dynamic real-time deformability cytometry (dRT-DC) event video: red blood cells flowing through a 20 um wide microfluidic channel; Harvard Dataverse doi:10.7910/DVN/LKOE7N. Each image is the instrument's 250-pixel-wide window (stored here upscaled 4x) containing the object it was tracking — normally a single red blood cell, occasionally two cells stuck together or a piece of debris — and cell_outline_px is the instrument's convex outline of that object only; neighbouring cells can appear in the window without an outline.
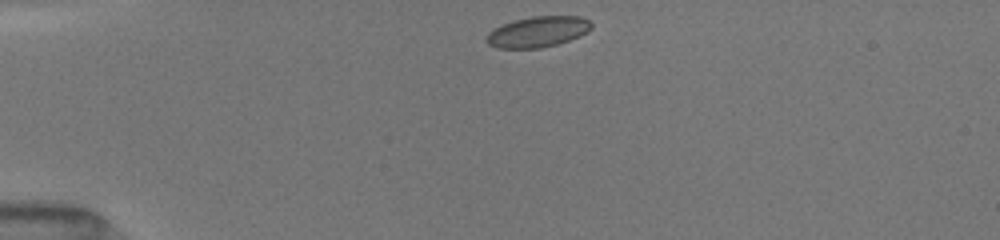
{"species": "common noctule bat (a hibernating species)", "species_latin": "Nyctalus noctula", "temperature_condition": "room temperature", "stored_images_in_passage": 40, "camera_frame_rate_fps": 3000, "um_per_image_px": 0.085, "animal": {"sex": "female", "body_mass_g": 19.5, "forearm_length_mm": 54.1}, "frame": {"image": 1, "passage_image": 1, "time_ms": 0.0, "image_size_px": [1000, 240], "cell_outline_px": [[592, 28], [588, 32], [580, 36], [556, 44], [540, 48], [496, 48], [488, 44], [484, 40], [488, 32], [504, 24], [516, 20], [532, 16], [580, 16], [588, 20], [592, 24]], "centroid_in_image_um": [45.71, 2.7], "position_along_channel_um": 39.3, "area_um2": 18.73}}
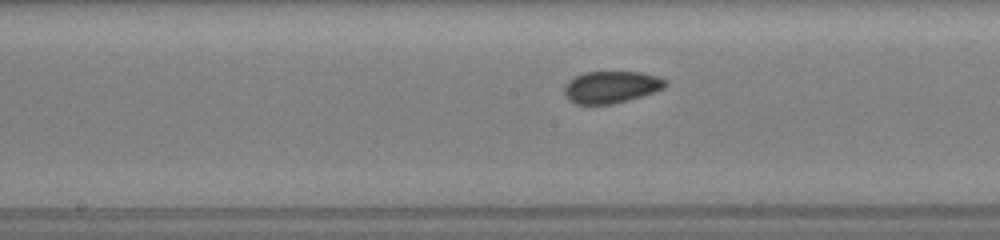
{"frame": {"image": 2, "passage_image": 16, "time_ms": 5.0, "image_size_px": [1000, 240], "cell_outline_px": [[668, 84], [664, 88], [628, 100], [612, 104], [576, 104], [568, 100], [564, 96], [564, 84], [568, 80], [584, 72], [640, 72], [656, 76], [668, 80]], "centroid_in_image_um": [51.91, 7.4], "position_along_channel_um": 196.3, "area_um2": 18.9}}
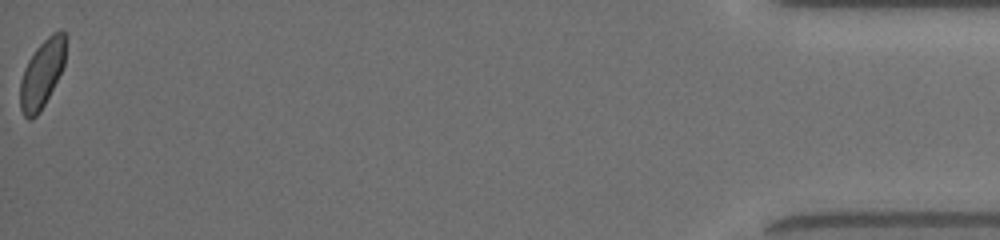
{"frame": {"image": 3, "passage_image": 40, "time_ms": 13.0, "image_size_px": [1000, 240], "cell_outline_px": [[64, 64], [40, 112], [32, 120], [28, 120], [24, 116], [20, 108], [20, 80], [24, 68], [28, 60], [36, 48], [52, 32], [60, 28], [64, 32]], "centroid_in_image_um": [3.52, 6.28], "position_along_channel_um": 431.7, "area_um2": 17.74}, "authors_computed_cell_mechanics": {"area_um2": 18.7561, "velocity_mm_per_s": 4.0344, "shape_relaxation_time_tau1_ms": 2.5562, "shape_relaxation_time_tau2_ms": 2.5705, "deformation_change_tau1": 0.0728, "deformation_change_tau2": 0.053}}